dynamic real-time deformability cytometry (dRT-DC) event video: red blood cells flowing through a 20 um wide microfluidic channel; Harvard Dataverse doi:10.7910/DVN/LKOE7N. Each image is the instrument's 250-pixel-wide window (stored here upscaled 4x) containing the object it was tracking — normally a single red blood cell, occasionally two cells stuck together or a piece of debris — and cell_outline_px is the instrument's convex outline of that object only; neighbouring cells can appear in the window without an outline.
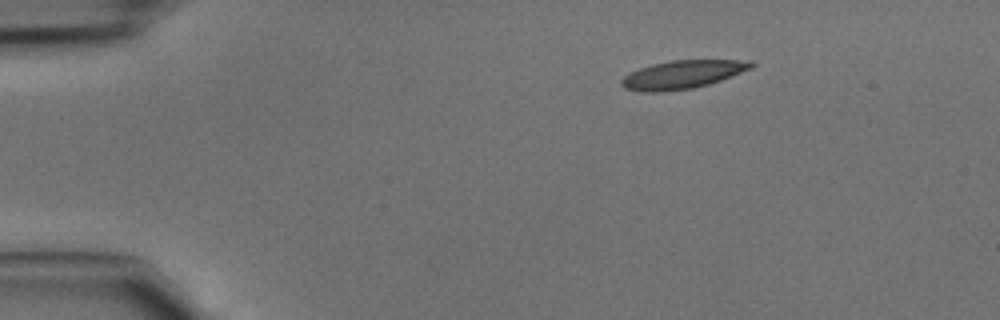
{"species": "common noctule bat (a hibernating species)", "species_latin": "Nyctalus noctula", "temperature_condition": "cold", "stored_images_in_passage": 39, "camera_frame_rate_fps": 3000, "um_per_image_px": 0.085, "animal": {"sex": "male", "body_mass_g": 15.6}, "frame": {"image": 1, "passage_image": 1, "time_ms": 0.0, "image_size_px": [1000, 320], "cell_outline_px": [[756, 64], [752, 68], [720, 80], [708, 84], [692, 88], [664, 92], [640, 92], [624, 88], [620, 84], [620, 80], [628, 72], [652, 64], [672, 60], [752, 60]], "centroid_in_image_um": [57.97, 6.34], "position_along_channel_um": 27.0, "area_um2": 21.5}}
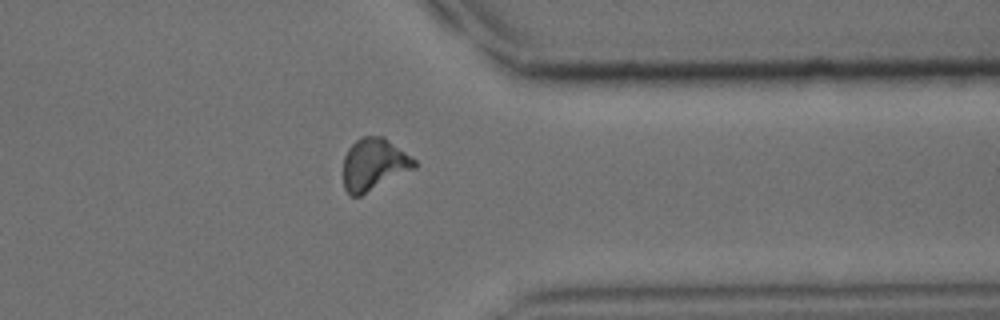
{"frame": {"image": 2, "passage_image": 30, "time_ms": 9.667, "image_size_px": [1000, 320], "cell_outline_px": [[416, 168], [360, 196], [352, 196], [344, 188], [344, 156], [348, 148], [360, 136], [384, 136], [416, 160]], "centroid_in_image_um": [31.79, 13.96], "position_along_channel_um": 379.6, "area_um2": 21.56}}
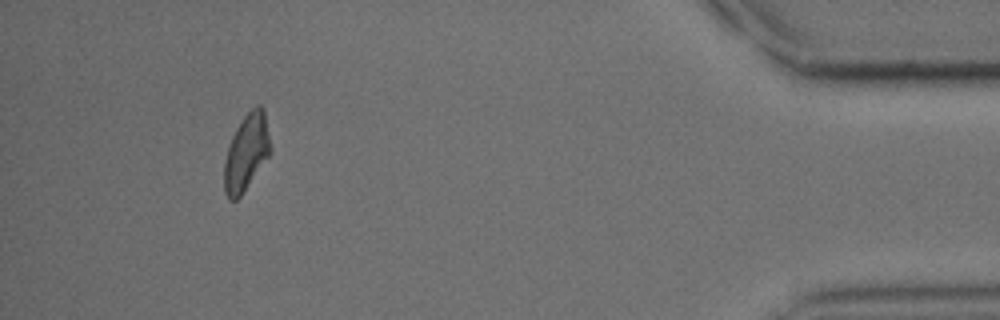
{"frame": {"image": 3, "passage_image": 36, "time_ms": 11.667, "image_size_px": [1000, 320], "cell_outline_px": [[272, 152], [240, 196], [236, 200], [228, 200], [224, 192], [224, 164], [228, 148], [232, 136], [236, 128], [244, 116], [256, 104], [260, 104], [264, 108], [272, 148]], "centroid_in_image_um": [20.96, 12.94], "position_along_channel_um": 414.2, "area_um2": 20.69}}